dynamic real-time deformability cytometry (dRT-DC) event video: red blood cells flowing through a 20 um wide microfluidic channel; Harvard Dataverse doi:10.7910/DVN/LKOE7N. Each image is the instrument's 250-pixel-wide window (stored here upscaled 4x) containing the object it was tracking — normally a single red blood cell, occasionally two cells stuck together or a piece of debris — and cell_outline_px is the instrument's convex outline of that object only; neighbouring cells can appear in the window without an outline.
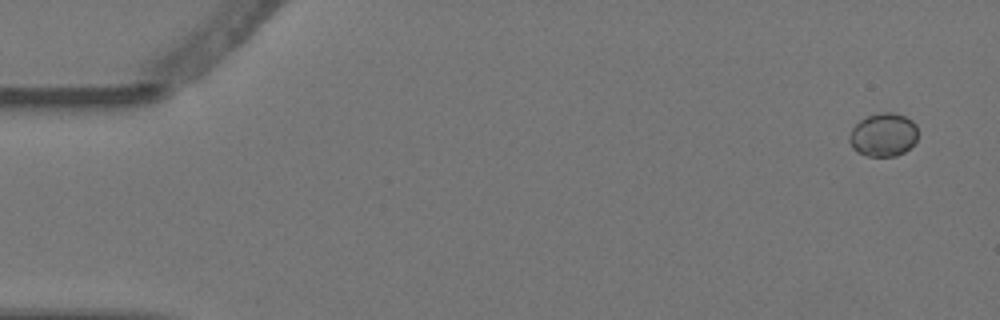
{"species": "Egyptian fruit bat (a non-hibernating species)", "species_latin": "Rousettus aegyptiacus", "temperature_condition": "warm", "stored_images_in_passage": 5, "camera_frame_rate_fps": 3000, "um_per_image_px": 0.085, "animal": {"sex": "female"}, "frame": {"image": 1, "passage_image": 1, "time_ms": 0.0, "image_size_px": [1000, 320], "cell_outline_px": [[916, 140], [904, 152], [896, 156], [868, 156], [856, 152], [852, 148], [848, 140], [848, 136], [852, 128], [860, 120], [868, 116], [880, 112], [892, 112], [904, 116], [912, 120], [916, 124]], "centroid_in_image_um": [75.05, 11.46], "position_along_channel_um": 10.0, "area_um2": 17.34}}
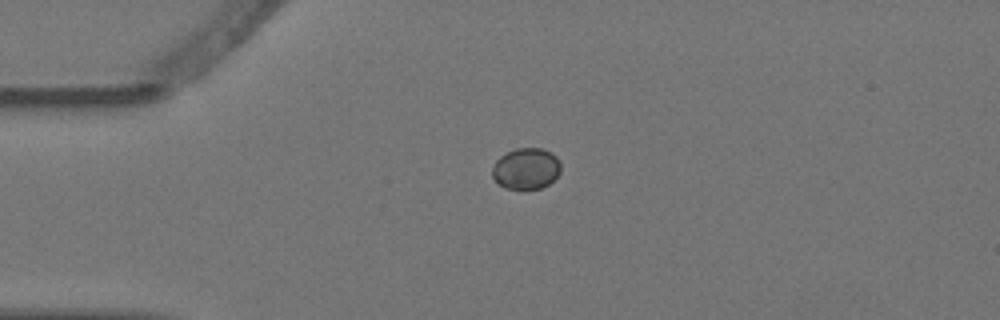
{"frame": {"image": 2, "passage_image": 4, "time_ms": 1.0, "image_size_px": [1000, 320], "cell_outline_px": [[560, 172], [548, 184], [540, 188], [504, 188], [492, 176], [492, 168], [496, 160], [500, 156], [516, 148], [540, 148], [556, 156], [560, 164]], "centroid_in_image_um": [44.7, 14.32], "position_along_channel_um": 40.3, "area_um2": 16.13}}